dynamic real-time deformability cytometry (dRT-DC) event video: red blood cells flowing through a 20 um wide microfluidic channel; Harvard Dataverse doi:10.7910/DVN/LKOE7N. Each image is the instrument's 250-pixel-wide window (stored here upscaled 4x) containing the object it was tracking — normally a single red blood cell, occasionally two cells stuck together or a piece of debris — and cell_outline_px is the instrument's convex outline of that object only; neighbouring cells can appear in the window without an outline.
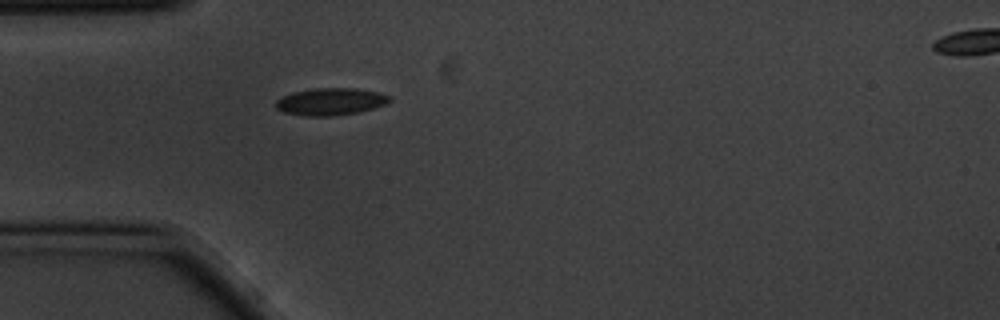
{"species": "common noctule bat (a hibernating species)", "species_latin": "Nyctalus noctula", "temperature_condition": "cold", "stored_images_in_passage": 2, "segment_of_instrument_passage": [1, 2], "camera_frame_rate_fps": 3000, "um_per_image_px": 0.085, "animal": {"sex": "male", "body_mass_g": 20.1, "forearm_length_mm": 53.5}, "frame": {"image": 1, "passage_image": 1, "time_ms": 0.0, "image_size_px": [1000, 320], "cell_outline_px": [[392, 100], [384, 104], [372, 108], [356, 112], [332, 116], [304, 116], [284, 112], [276, 108], [276, 100], [280, 96], [292, 92], [316, 88], [356, 88], [376, 92], [388, 96]], "centroid_in_image_um": [28.03, 8.63], "position_along_channel_um": 57.0, "area_um2": 17.86}}